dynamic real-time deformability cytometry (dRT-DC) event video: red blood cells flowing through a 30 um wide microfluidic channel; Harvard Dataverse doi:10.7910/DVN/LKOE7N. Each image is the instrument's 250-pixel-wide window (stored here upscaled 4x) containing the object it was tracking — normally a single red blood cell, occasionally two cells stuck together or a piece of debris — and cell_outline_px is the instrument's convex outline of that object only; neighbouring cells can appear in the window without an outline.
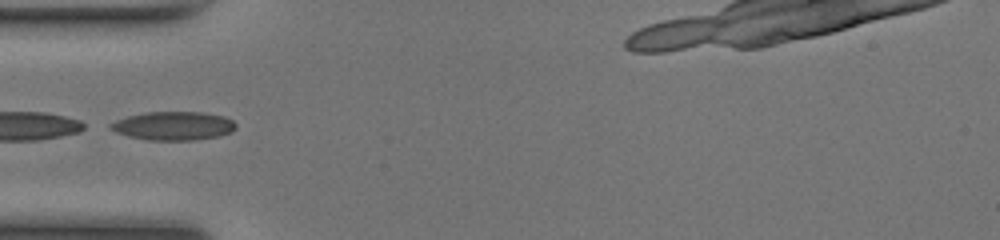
{"species": "common noctule bat (a hibernating species)", "species_latin": "Nyctalus noctula", "temperature_condition": "room temperature", "stored_images_in_passage": 29, "camera_frame_rate_fps": 3000, "um_per_image_px": 0.085, "animal": {"sex": "female", "body_mass_g": 17.0, "forearm_length_mm": 48.0}, "frame": {"image": 1, "passage_image": 1, "time_ms": 0.0, "image_size_px": [1000, 240], "cell_outline_px": [[236, 128], [232, 132], [220, 136], [196, 140], [148, 140], [128, 136], [116, 132], [108, 128], [108, 124], [116, 120], [128, 116], [144, 112], [200, 112], [224, 116], [232, 120], [236, 124]], "centroid_in_image_um": [14.74, 10.7], "position_along_channel_um": 70.3, "area_um2": 21.04}}